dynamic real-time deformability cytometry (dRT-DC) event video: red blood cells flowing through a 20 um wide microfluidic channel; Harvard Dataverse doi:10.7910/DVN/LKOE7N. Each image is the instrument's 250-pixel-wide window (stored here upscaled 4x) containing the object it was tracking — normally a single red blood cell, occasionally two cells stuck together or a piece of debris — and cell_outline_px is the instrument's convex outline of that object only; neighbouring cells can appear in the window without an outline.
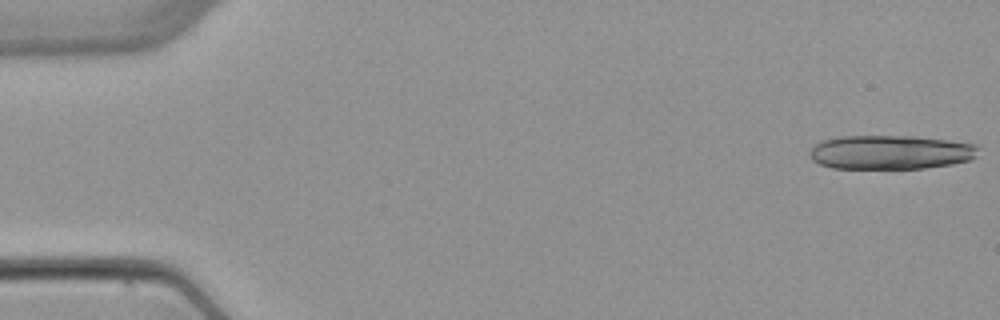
{"species": "common noctule bat (a hibernating species)", "species_latin": "Nyctalus noctula", "temperature_condition": "warm", "stored_images_in_passage": 7, "camera_frame_rate_fps": 3000, "um_per_image_px": 0.085, "animal": {"sex": "female", "body_mass_g": 22.7, "forearm_length_mm": 54.2}, "frame": {"image": 1, "passage_image": 1, "time_ms": 0.0, "image_size_px": [1000, 320], "cell_outline_px": [[976, 156], [972, 160], [952, 164], [924, 168], [832, 168], [820, 164], [812, 160], [808, 156], [808, 152], [816, 144], [824, 140], [840, 136], [916, 136], [948, 140], [976, 144]], "centroid_in_image_um": [75.68, 12.94], "position_along_channel_um": 9.3, "area_um2": 33.52}}
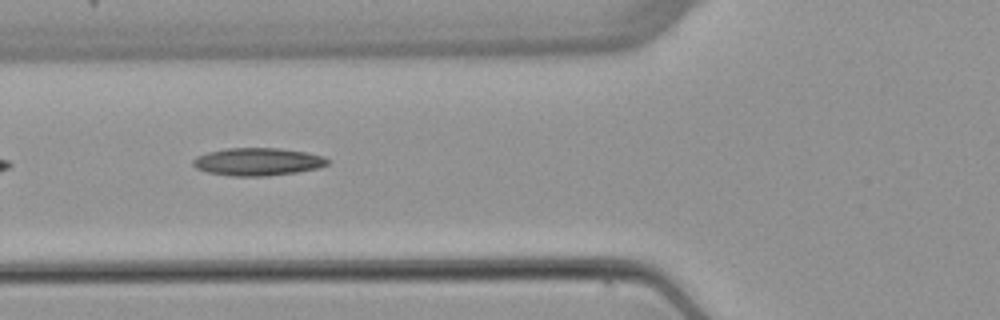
{"frame": {"image": 2, "passage_image": 6, "time_ms": 6.333, "image_size_px": [1000, 320], "cell_outline_px": [[328, 164], [320, 168], [296, 172], [268, 176], [232, 176], [208, 172], [196, 168], [192, 164], [192, 160], [196, 156], [208, 152], [224, 148], [280, 148], [308, 152], [324, 156], [328, 160]], "centroid_in_image_um": [21.91, 13.74], "position_along_channel_um": 103.9, "area_um2": 21.91}}
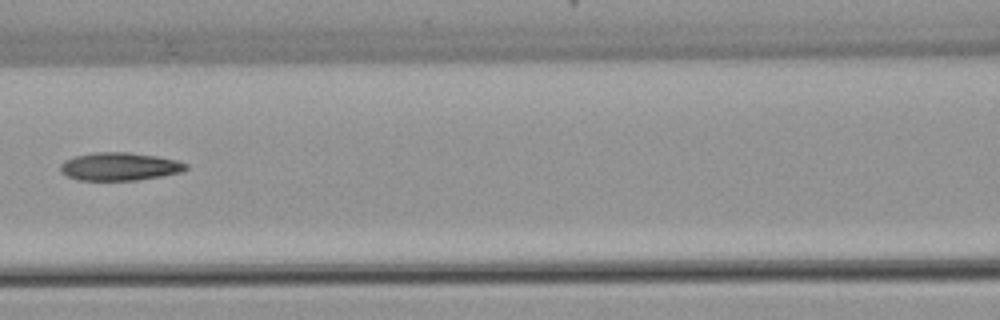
{"frame": {"image": 3, "passage_image": 7, "time_ms": 7.667, "image_size_px": [1000, 320], "cell_outline_px": [[188, 168], [184, 172], [136, 180], [76, 180], [60, 172], [60, 164], [64, 160], [76, 156], [92, 152], [128, 152], [156, 156], [176, 160], [188, 164]], "centroid_in_image_um": [10.16, 14.15], "position_along_channel_um": 156.4, "area_um2": 20.58}}